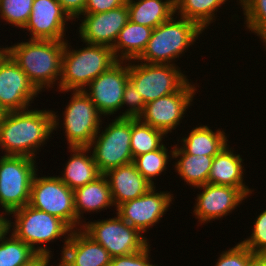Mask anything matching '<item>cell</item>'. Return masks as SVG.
<instances>
[{
    "mask_svg": "<svg viewBox=\"0 0 266 266\" xmlns=\"http://www.w3.org/2000/svg\"><path fill=\"white\" fill-rule=\"evenodd\" d=\"M53 131L52 110L28 108L5 112L0 120V149L3 155L36 159L37 152L47 144Z\"/></svg>",
    "mask_w": 266,
    "mask_h": 266,
    "instance_id": "obj_1",
    "label": "cell"
},
{
    "mask_svg": "<svg viewBox=\"0 0 266 266\" xmlns=\"http://www.w3.org/2000/svg\"><path fill=\"white\" fill-rule=\"evenodd\" d=\"M27 40L2 48L26 73L29 81L39 92L53 88L56 82L59 91L65 41Z\"/></svg>",
    "mask_w": 266,
    "mask_h": 266,
    "instance_id": "obj_2",
    "label": "cell"
},
{
    "mask_svg": "<svg viewBox=\"0 0 266 266\" xmlns=\"http://www.w3.org/2000/svg\"><path fill=\"white\" fill-rule=\"evenodd\" d=\"M85 45L87 47L78 50L71 49V45L65 41L59 92L83 90L118 61L112 47L88 43Z\"/></svg>",
    "mask_w": 266,
    "mask_h": 266,
    "instance_id": "obj_3",
    "label": "cell"
},
{
    "mask_svg": "<svg viewBox=\"0 0 266 266\" xmlns=\"http://www.w3.org/2000/svg\"><path fill=\"white\" fill-rule=\"evenodd\" d=\"M174 16L153 29L145 50L136 60L176 65L175 59L195 44L204 31L195 22Z\"/></svg>",
    "mask_w": 266,
    "mask_h": 266,
    "instance_id": "obj_4",
    "label": "cell"
},
{
    "mask_svg": "<svg viewBox=\"0 0 266 266\" xmlns=\"http://www.w3.org/2000/svg\"><path fill=\"white\" fill-rule=\"evenodd\" d=\"M9 215L15 219L14 222L9 220V233L28 244L39 255L52 257V251L49 250L51 248L45 244L64 237L63 246L65 247L72 232V229L60 218L31 207L29 204Z\"/></svg>",
    "mask_w": 266,
    "mask_h": 266,
    "instance_id": "obj_5",
    "label": "cell"
},
{
    "mask_svg": "<svg viewBox=\"0 0 266 266\" xmlns=\"http://www.w3.org/2000/svg\"><path fill=\"white\" fill-rule=\"evenodd\" d=\"M72 96L62 113L63 122L59 124V114L53 113V130L61 125L66 135L67 148L89 147L99 129L102 128V115L83 90H72ZM60 125V126H59Z\"/></svg>",
    "mask_w": 266,
    "mask_h": 266,
    "instance_id": "obj_6",
    "label": "cell"
},
{
    "mask_svg": "<svg viewBox=\"0 0 266 266\" xmlns=\"http://www.w3.org/2000/svg\"><path fill=\"white\" fill-rule=\"evenodd\" d=\"M26 156L0 157V206L8 215L29 204L31 184L38 168Z\"/></svg>",
    "mask_w": 266,
    "mask_h": 266,
    "instance_id": "obj_7",
    "label": "cell"
},
{
    "mask_svg": "<svg viewBox=\"0 0 266 266\" xmlns=\"http://www.w3.org/2000/svg\"><path fill=\"white\" fill-rule=\"evenodd\" d=\"M183 73L178 65L129 60V81L145 104L177 92L189 80Z\"/></svg>",
    "mask_w": 266,
    "mask_h": 266,
    "instance_id": "obj_8",
    "label": "cell"
},
{
    "mask_svg": "<svg viewBox=\"0 0 266 266\" xmlns=\"http://www.w3.org/2000/svg\"><path fill=\"white\" fill-rule=\"evenodd\" d=\"M130 139L131 118L116 117L105 130L99 129L88 148L101 174L133 162Z\"/></svg>",
    "mask_w": 266,
    "mask_h": 266,
    "instance_id": "obj_9",
    "label": "cell"
},
{
    "mask_svg": "<svg viewBox=\"0 0 266 266\" xmlns=\"http://www.w3.org/2000/svg\"><path fill=\"white\" fill-rule=\"evenodd\" d=\"M82 230L110 254L118 257L143 250L149 243L147 237L118 215L98 221H88Z\"/></svg>",
    "mask_w": 266,
    "mask_h": 266,
    "instance_id": "obj_10",
    "label": "cell"
},
{
    "mask_svg": "<svg viewBox=\"0 0 266 266\" xmlns=\"http://www.w3.org/2000/svg\"><path fill=\"white\" fill-rule=\"evenodd\" d=\"M36 172L30 192L29 205L63 220L77 230L74 192L58 176H39Z\"/></svg>",
    "mask_w": 266,
    "mask_h": 266,
    "instance_id": "obj_11",
    "label": "cell"
},
{
    "mask_svg": "<svg viewBox=\"0 0 266 266\" xmlns=\"http://www.w3.org/2000/svg\"><path fill=\"white\" fill-rule=\"evenodd\" d=\"M192 83V84H191ZM188 80L177 92L147 103L138 119L166 135L175 130L192 106L197 86Z\"/></svg>",
    "mask_w": 266,
    "mask_h": 266,
    "instance_id": "obj_12",
    "label": "cell"
},
{
    "mask_svg": "<svg viewBox=\"0 0 266 266\" xmlns=\"http://www.w3.org/2000/svg\"><path fill=\"white\" fill-rule=\"evenodd\" d=\"M41 94L26 73L2 48L0 50V107L4 112L28 109Z\"/></svg>",
    "mask_w": 266,
    "mask_h": 266,
    "instance_id": "obj_13",
    "label": "cell"
},
{
    "mask_svg": "<svg viewBox=\"0 0 266 266\" xmlns=\"http://www.w3.org/2000/svg\"><path fill=\"white\" fill-rule=\"evenodd\" d=\"M128 80L129 61L118 60L88 84L83 91L95 104L99 113L107 117L121 110L125 85Z\"/></svg>",
    "mask_w": 266,
    "mask_h": 266,
    "instance_id": "obj_14",
    "label": "cell"
},
{
    "mask_svg": "<svg viewBox=\"0 0 266 266\" xmlns=\"http://www.w3.org/2000/svg\"><path fill=\"white\" fill-rule=\"evenodd\" d=\"M174 194L156 190L151 187L145 194L133 200L126 201L116 207V215L141 233L156 225L168 211L174 199Z\"/></svg>",
    "mask_w": 266,
    "mask_h": 266,
    "instance_id": "obj_15",
    "label": "cell"
},
{
    "mask_svg": "<svg viewBox=\"0 0 266 266\" xmlns=\"http://www.w3.org/2000/svg\"><path fill=\"white\" fill-rule=\"evenodd\" d=\"M203 190L197 193L193 213L200 224L223 219L237 209L248 197L239 189L231 186L207 183L196 187Z\"/></svg>",
    "mask_w": 266,
    "mask_h": 266,
    "instance_id": "obj_16",
    "label": "cell"
},
{
    "mask_svg": "<svg viewBox=\"0 0 266 266\" xmlns=\"http://www.w3.org/2000/svg\"><path fill=\"white\" fill-rule=\"evenodd\" d=\"M79 25L81 42L113 47L120 31L129 20L127 3L113 10L82 14Z\"/></svg>",
    "mask_w": 266,
    "mask_h": 266,
    "instance_id": "obj_17",
    "label": "cell"
},
{
    "mask_svg": "<svg viewBox=\"0 0 266 266\" xmlns=\"http://www.w3.org/2000/svg\"><path fill=\"white\" fill-rule=\"evenodd\" d=\"M70 20L73 21L57 0H34L23 29L30 32L29 39L66 41L65 25Z\"/></svg>",
    "mask_w": 266,
    "mask_h": 266,
    "instance_id": "obj_18",
    "label": "cell"
},
{
    "mask_svg": "<svg viewBox=\"0 0 266 266\" xmlns=\"http://www.w3.org/2000/svg\"><path fill=\"white\" fill-rule=\"evenodd\" d=\"M61 257L70 266H109L112 257L82 229L72 230Z\"/></svg>",
    "mask_w": 266,
    "mask_h": 266,
    "instance_id": "obj_19",
    "label": "cell"
},
{
    "mask_svg": "<svg viewBox=\"0 0 266 266\" xmlns=\"http://www.w3.org/2000/svg\"><path fill=\"white\" fill-rule=\"evenodd\" d=\"M104 175L108 180L114 208L126 201L141 197L153 187L136 169L133 162L113 168Z\"/></svg>",
    "mask_w": 266,
    "mask_h": 266,
    "instance_id": "obj_20",
    "label": "cell"
},
{
    "mask_svg": "<svg viewBox=\"0 0 266 266\" xmlns=\"http://www.w3.org/2000/svg\"><path fill=\"white\" fill-rule=\"evenodd\" d=\"M229 147L230 145H226L214 156L208 183L239 188L248 197L254 189L249 188L244 182V160Z\"/></svg>",
    "mask_w": 266,
    "mask_h": 266,
    "instance_id": "obj_21",
    "label": "cell"
},
{
    "mask_svg": "<svg viewBox=\"0 0 266 266\" xmlns=\"http://www.w3.org/2000/svg\"><path fill=\"white\" fill-rule=\"evenodd\" d=\"M73 192L78 229H82L86 222L83 221V213H97L114 206L108 180L104 174H101L94 181L74 189Z\"/></svg>",
    "mask_w": 266,
    "mask_h": 266,
    "instance_id": "obj_22",
    "label": "cell"
},
{
    "mask_svg": "<svg viewBox=\"0 0 266 266\" xmlns=\"http://www.w3.org/2000/svg\"><path fill=\"white\" fill-rule=\"evenodd\" d=\"M70 158L65 164L62 176H58L70 189L74 190L94 181L101 173L88 147H71ZM90 153V155H88Z\"/></svg>",
    "mask_w": 266,
    "mask_h": 266,
    "instance_id": "obj_23",
    "label": "cell"
},
{
    "mask_svg": "<svg viewBox=\"0 0 266 266\" xmlns=\"http://www.w3.org/2000/svg\"><path fill=\"white\" fill-rule=\"evenodd\" d=\"M178 144L173 148L175 172L187 185L196 187L208 183L214 156L187 154ZM177 158V160H176Z\"/></svg>",
    "mask_w": 266,
    "mask_h": 266,
    "instance_id": "obj_24",
    "label": "cell"
},
{
    "mask_svg": "<svg viewBox=\"0 0 266 266\" xmlns=\"http://www.w3.org/2000/svg\"><path fill=\"white\" fill-rule=\"evenodd\" d=\"M207 125H200L193 128L190 133L180 140L181 148L192 155H217L226 145H228V136L221 130L215 132ZM187 136V137H186Z\"/></svg>",
    "mask_w": 266,
    "mask_h": 266,
    "instance_id": "obj_25",
    "label": "cell"
},
{
    "mask_svg": "<svg viewBox=\"0 0 266 266\" xmlns=\"http://www.w3.org/2000/svg\"><path fill=\"white\" fill-rule=\"evenodd\" d=\"M152 31L151 27L128 20L112 47L115 58L120 61L137 59L145 50Z\"/></svg>",
    "mask_w": 266,
    "mask_h": 266,
    "instance_id": "obj_26",
    "label": "cell"
},
{
    "mask_svg": "<svg viewBox=\"0 0 266 266\" xmlns=\"http://www.w3.org/2000/svg\"><path fill=\"white\" fill-rule=\"evenodd\" d=\"M126 3L130 21L153 29L175 15L172 0H127Z\"/></svg>",
    "mask_w": 266,
    "mask_h": 266,
    "instance_id": "obj_27",
    "label": "cell"
},
{
    "mask_svg": "<svg viewBox=\"0 0 266 266\" xmlns=\"http://www.w3.org/2000/svg\"><path fill=\"white\" fill-rule=\"evenodd\" d=\"M228 0H177L175 15L195 22L203 31L216 21L217 11ZM220 7V8H219ZM216 12V13H215ZM215 20V21H214Z\"/></svg>",
    "mask_w": 266,
    "mask_h": 266,
    "instance_id": "obj_28",
    "label": "cell"
},
{
    "mask_svg": "<svg viewBox=\"0 0 266 266\" xmlns=\"http://www.w3.org/2000/svg\"><path fill=\"white\" fill-rule=\"evenodd\" d=\"M167 135L151 125L141 122L138 118H131V153L133 159L141 154L159 149Z\"/></svg>",
    "mask_w": 266,
    "mask_h": 266,
    "instance_id": "obj_29",
    "label": "cell"
},
{
    "mask_svg": "<svg viewBox=\"0 0 266 266\" xmlns=\"http://www.w3.org/2000/svg\"><path fill=\"white\" fill-rule=\"evenodd\" d=\"M8 234L9 231L0 239V266H24L39 255L12 233L6 237Z\"/></svg>",
    "mask_w": 266,
    "mask_h": 266,
    "instance_id": "obj_30",
    "label": "cell"
},
{
    "mask_svg": "<svg viewBox=\"0 0 266 266\" xmlns=\"http://www.w3.org/2000/svg\"><path fill=\"white\" fill-rule=\"evenodd\" d=\"M173 148L168 152V148L163 144L159 149L151 152L141 154L133 159V163L136 169L143 175V177L154 186L153 180H156L157 176L165 173L167 164L173 159ZM170 154V155H169ZM170 157V160H169Z\"/></svg>",
    "mask_w": 266,
    "mask_h": 266,
    "instance_id": "obj_31",
    "label": "cell"
},
{
    "mask_svg": "<svg viewBox=\"0 0 266 266\" xmlns=\"http://www.w3.org/2000/svg\"><path fill=\"white\" fill-rule=\"evenodd\" d=\"M246 29L261 39L266 50V0H239Z\"/></svg>",
    "mask_w": 266,
    "mask_h": 266,
    "instance_id": "obj_32",
    "label": "cell"
},
{
    "mask_svg": "<svg viewBox=\"0 0 266 266\" xmlns=\"http://www.w3.org/2000/svg\"><path fill=\"white\" fill-rule=\"evenodd\" d=\"M34 0H0V17L7 24L23 29L31 15Z\"/></svg>",
    "mask_w": 266,
    "mask_h": 266,
    "instance_id": "obj_33",
    "label": "cell"
},
{
    "mask_svg": "<svg viewBox=\"0 0 266 266\" xmlns=\"http://www.w3.org/2000/svg\"><path fill=\"white\" fill-rule=\"evenodd\" d=\"M251 236L240 241L255 255H266V209L253 222Z\"/></svg>",
    "mask_w": 266,
    "mask_h": 266,
    "instance_id": "obj_34",
    "label": "cell"
},
{
    "mask_svg": "<svg viewBox=\"0 0 266 266\" xmlns=\"http://www.w3.org/2000/svg\"><path fill=\"white\" fill-rule=\"evenodd\" d=\"M256 255L241 242L234 247L222 251L215 266H250Z\"/></svg>",
    "mask_w": 266,
    "mask_h": 266,
    "instance_id": "obj_35",
    "label": "cell"
},
{
    "mask_svg": "<svg viewBox=\"0 0 266 266\" xmlns=\"http://www.w3.org/2000/svg\"><path fill=\"white\" fill-rule=\"evenodd\" d=\"M145 102L142 96L135 89L134 85L128 80L125 85V90L122 99L123 106L129 107L124 112L120 111L118 118H138L144 110Z\"/></svg>",
    "mask_w": 266,
    "mask_h": 266,
    "instance_id": "obj_36",
    "label": "cell"
},
{
    "mask_svg": "<svg viewBox=\"0 0 266 266\" xmlns=\"http://www.w3.org/2000/svg\"><path fill=\"white\" fill-rule=\"evenodd\" d=\"M150 248L151 247L148 244L141 251L125 256L113 257L109 266H157L150 263L152 262L150 259Z\"/></svg>",
    "mask_w": 266,
    "mask_h": 266,
    "instance_id": "obj_37",
    "label": "cell"
},
{
    "mask_svg": "<svg viewBox=\"0 0 266 266\" xmlns=\"http://www.w3.org/2000/svg\"><path fill=\"white\" fill-rule=\"evenodd\" d=\"M127 0H87L83 14H96L116 9L126 4Z\"/></svg>",
    "mask_w": 266,
    "mask_h": 266,
    "instance_id": "obj_38",
    "label": "cell"
},
{
    "mask_svg": "<svg viewBox=\"0 0 266 266\" xmlns=\"http://www.w3.org/2000/svg\"><path fill=\"white\" fill-rule=\"evenodd\" d=\"M62 9L67 13V15L72 19L80 20L81 15L84 13V8L87 0H57Z\"/></svg>",
    "mask_w": 266,
    "mask_h": 266,
    "instance_id": "obj_39",
    "label": "cell"
},
{
    "mask_svg": "<svg viewBox=\"0 0 266 266\" xmlns=\"http://www.w3.org/2000/svg\"><path fill=\"white\" fill-rule=\"evenodd\" d=\"M6 216H9L6 212L0 214V239L9 231V219Z\"/></svg>",
    "mask_w": 266,
    "mask_h": 266,
    "instance_id": "obj_40",
    "label": "cell"
},
{
    "mask_svg": "<svg viewBox=\"0 0 266 266\" xmlns=\"http://www.w3.org/2000/svg\"><path fill=\"white\" fill-rule=\"evenodd\" d=\"M51 257L45 255H38L32 262L24 266H48Z\"/></svg>",
    "mask_w": 266,
    "mask_h": 266,
    "instance_id": "obj_41",
    "label": "cell"
},
{
    "mask_svg": "<svg viewBox=\"0 0 266 266\" xmlns=\"http://www.w3.org/2000/svg\"><path fill=\"white\" fill-rule=\"evenodd\" d=\"M250 266H266V255H256Z\"/></svg>",
    "mask_w": 266,
    "mask_h": 266,
    "instance_id": "obj_42",
    "label": "cell"
},
{
    "mask_svg": "<svg viewBox=\"0 0 266 266\" xmlns=\"http://www.w3.org/2000/svg\"><path fill=\"white\" fill-rule=\"evenodd\" d=\"M60 258H61L60 262L56 266H70L61 256ZM48 266H53V265L48 264Z\"/></svg>",
    "mask_w": 266,
    "mask_h": 266,
    "instance_id": "obj_43",
    "label": "cell"
},
{
    "mask_svg": "<svg viewBox=\"0 0 266 266\" xmlns=\"http://www.w3.org/2000/svg\"><path fill=\"white\" fill-rule=\"evenodd\" d=\"M4 114V110L0 107V120L3 118Z\"/></svg>",
    "mask_w": 266,
    "mask_h": 266,
    "instance_id": "obj_44",
    "label": "cell"
}]
</instances>
